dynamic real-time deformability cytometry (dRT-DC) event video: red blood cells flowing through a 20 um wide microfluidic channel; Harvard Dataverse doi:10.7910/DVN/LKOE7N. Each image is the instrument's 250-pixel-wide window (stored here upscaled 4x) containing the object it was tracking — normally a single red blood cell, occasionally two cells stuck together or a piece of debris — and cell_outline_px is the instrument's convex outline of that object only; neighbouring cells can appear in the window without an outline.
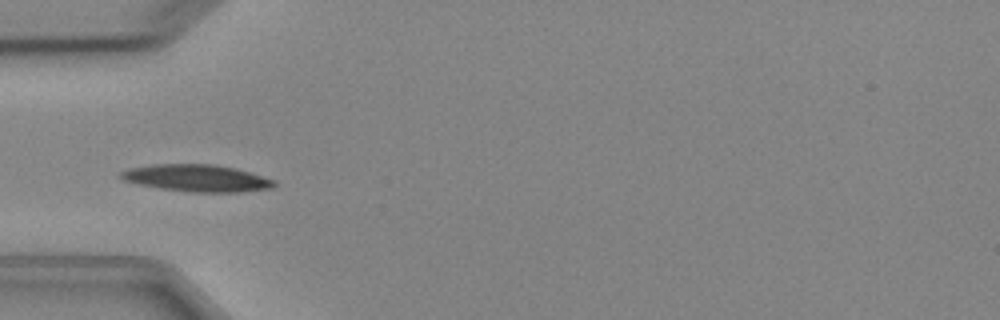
{"species": "Egyptian fruit bat (a non-hibernating species)", "species_latin": "Rousettus aegyptiacus", "temperature_condition": "cold", "stored_images_in_passage": 5, "camera_frame_rate_fps": 3000, "um_per_image_px": 0.085, "animal": {"sex": "female"}, "frame": {"image": 1, "passage_image": 5, "time_ms": 4.667, "image_size_px": [1000, 320], "cell_outline_px": [[276, 184], [272, 188], [240, 192], [192, 192], [160, 188], [140, 184], [124, 180], [116, 176], [120, 172], [128, 168], [152, 164], [216, 164], [236, 168], [276, 180]], "centroid_in_image_um": [16.73, 15.13], "position_along_channel_um": 68.3, "area_um2": 24.28}}